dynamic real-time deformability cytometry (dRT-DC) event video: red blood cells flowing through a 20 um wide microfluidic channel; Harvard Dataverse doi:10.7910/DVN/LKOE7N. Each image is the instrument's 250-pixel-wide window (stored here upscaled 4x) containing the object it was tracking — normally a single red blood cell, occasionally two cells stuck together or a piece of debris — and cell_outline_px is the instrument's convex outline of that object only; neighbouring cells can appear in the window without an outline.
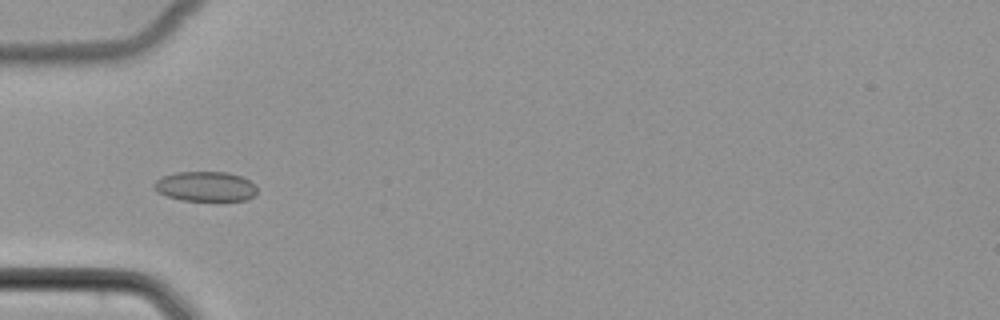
{"species": "common noctule bat (a hibernating species)", "species_latin": "Nyctalus noctula", "temperature_condition": "cold", "stored_images_in_passage": 54, "camera_frame_rate_fps": 3000, "um_per_image_px": 0.085, "animal": {"sex": "female", "body_mass_g": 22.7, "forearm_length_mm": 54.2}, "frame": {"image": 1, "passage_image": 19, "time_ms": 6.0, "image_size_px": [1000, 320], "cell_outline_px": [[256, 192], [248, 200], [180, 200], [156, 192], [152, 188], [152, 184], [156, 180], [164, 176], [176, 172], [228, 172], [240, 176], [256, 184]], "centroid_in_image_um": [17.43, 15.84], "position_along_channel_um": 67.6, "area_um2": 17.92}}
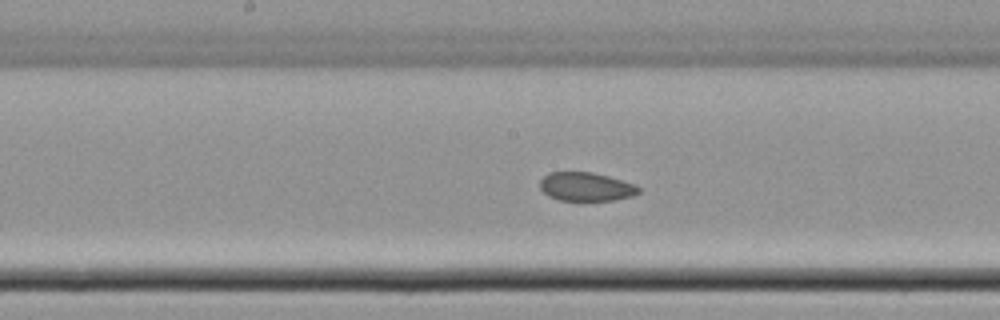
{"frame": {"image": 2, "passage_image": 29, "time_ms": 9.333, "image_size_px": [1000, 320], "cell_outline_px": [[640, 192], [632, 196], [612, 200], [560, 200], [548, 196], [540, 188], [540, 180], [548, 172], [592, 172], [608, 176], [636, 184], [640, 188]], "centroid_in_image_um": [49.81, 15.86], "position_along_channel_um": 198.4, "area_um2": 16.47}}
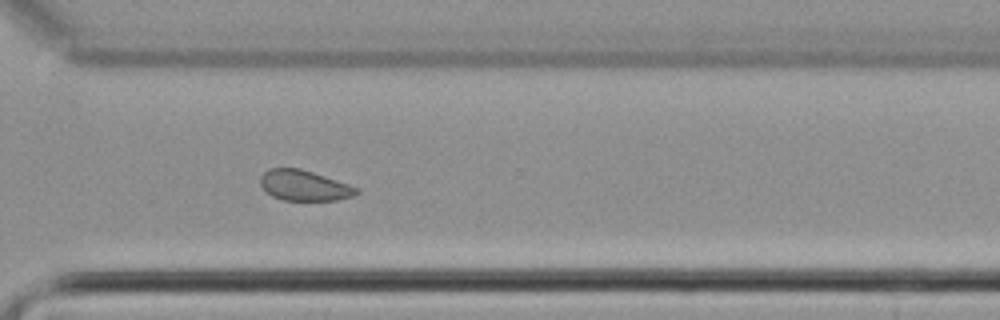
{"frame": {"image": 3, "passage_image": 40, "time_ms": 13.0, "image_size_px": [1000, 320], "cell_outline_px": [[360, 192], [352, 196], [336, 200], [284, 200], [272, 196], [260, 184], [260, 176], [268, 168], [300, 168], [360, 188]], "centroid_in_image_um": [25.86, 15.76], "position_along_channel_um": 344.7, "area_um2": 16.94}}